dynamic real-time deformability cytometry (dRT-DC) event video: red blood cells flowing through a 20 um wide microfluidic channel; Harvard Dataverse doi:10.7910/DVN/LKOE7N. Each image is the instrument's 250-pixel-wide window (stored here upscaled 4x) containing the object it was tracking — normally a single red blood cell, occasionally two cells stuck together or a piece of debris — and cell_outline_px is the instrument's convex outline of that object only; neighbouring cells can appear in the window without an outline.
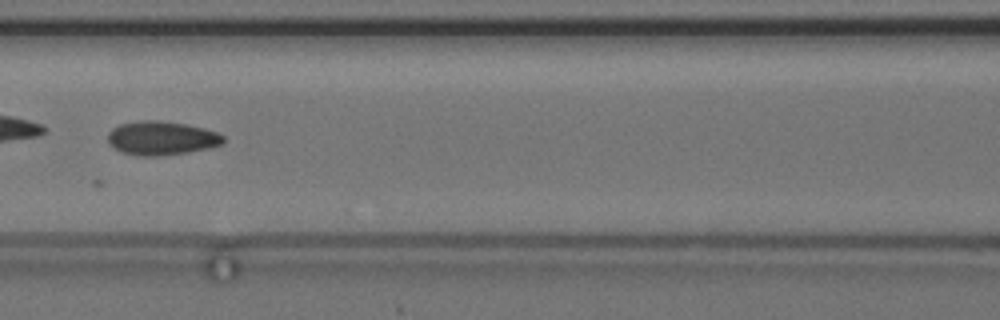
{"species": "common noctule bat (a hibernating species)", "species_latin": "Nyctalus noctula", "temperature_condition": "cold", "stored_images_in_passage": 27, "camera_frame_rate_fps": 3000, "um_per_image_px": 0.085, "animal": {"sex": "female", "body_mass_g": 24.6, "forearm_length_mm": 56.2}, "frame": {"image": 1, "passage_image": 7, "time_ms": 2.0, "image_size_px": [1000, 320], "cell_outline_px": [[224, 140], [220, 144], [208, 148], [188, 152], [156, 156], [136, 156], [120, 152], [108, 144], [108, 132], [112, 128], [120, 124], [144, 120], [156, 120], [184, 124], [204, 128], [216, 132], [224, 136]], "centroid_in_image_um": [13.67, 11.75], "position_along_channel_um": 152.9, "area_um2": 22.72}}